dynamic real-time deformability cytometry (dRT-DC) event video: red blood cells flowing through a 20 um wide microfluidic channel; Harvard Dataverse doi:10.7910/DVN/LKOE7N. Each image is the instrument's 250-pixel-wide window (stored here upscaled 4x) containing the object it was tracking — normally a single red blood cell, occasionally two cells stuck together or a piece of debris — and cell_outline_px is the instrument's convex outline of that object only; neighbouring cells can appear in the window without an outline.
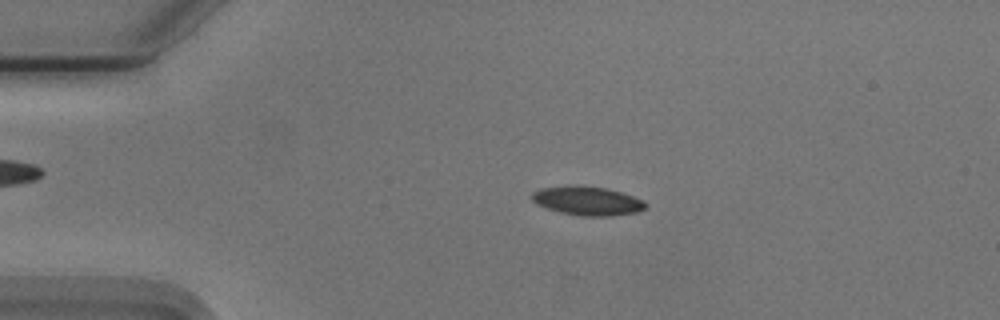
{"species": "Egyptian fruit bat (a non-hibernating species)", "species_latin": "Rousettus aegyptiacus", "temperature_condition": "cold", "stored_images_in_passage": 54, "camera_frame_rate_fps": 3000, "um_per_image_px": 0.085, "animal": {"sex": "male"}, "frame": {"image": 1, "passage_image": 11, "time_ms": 3.333, "image_size_px": [1000, 320], "cell_outline_px": [[648, 204], [644, 208], [636, 212], [612, 216], [580, 216], [560, 212], [536, 204], [532, 200], [532, 192], [540, 188], [568, 184], [580, 184], [608, 188], [644, 200]], "centroid_in_image_um": [49.9, 17.04], "position_along_channel_um": 35.1, "area_um2": 19.48}}
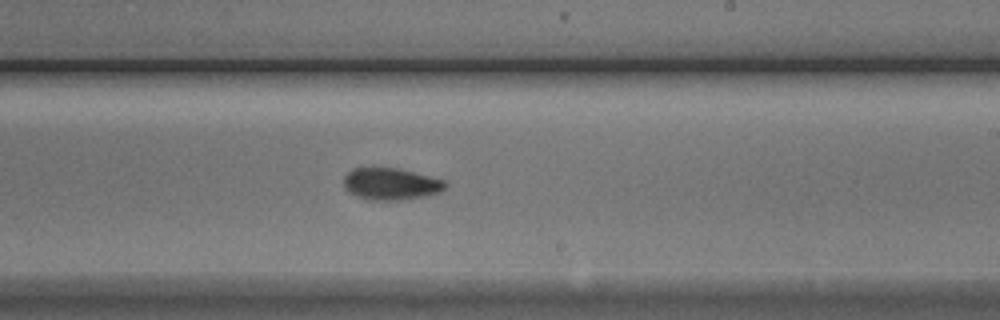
{"frame": {"image": 2, "passage_image": 32, "time_ms": 10.333, "image_size_px": [1000, 320], "cell_outline_px": [[448, 184], [440, 192], [428, 196], [400, 200], [368, 200], [356, 196], [348, 192], [344, 188], [344, 176], [348, 172], [356, 168], [400, 168], [444, 180]], "centroid_in_image_um": [33.23, 15.64], "position_along_channel_um": 255.8, "area_um2": 19.02}}
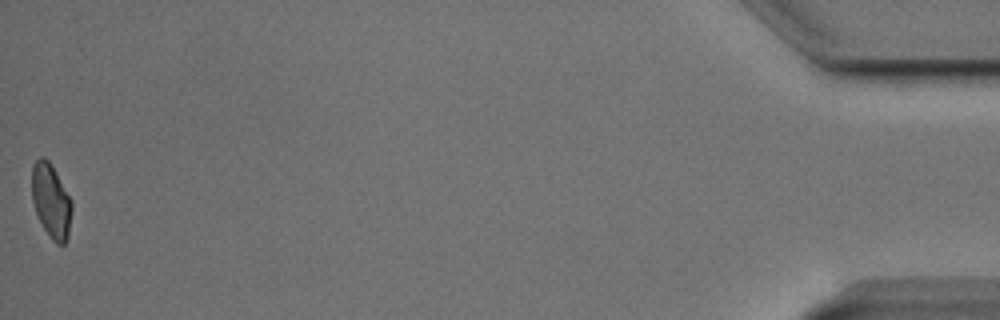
{"frame": {"image": 3, "passage_image": 54, "time_ms": 17.667, "image_size_px": [1000, 320], "cell_outline_px": [[72, 208], [68, 236], [64, 244], [56, 244], [52, 240], [44, 228], [36, 212], [32, 200], [32, 168], [36, 160], [40, 156], [44, 156], [48, 160], [72, 200]], "centroid_in_image_um": [4.34, 17.08], "position_along_channel_um": 430.9, "area_um2": 17.05}, "authors_computed_cell_mechanics": {"area_um2": 18.3226, "velocity_mm_per_s": 3.742, "shape_relaxation_time_tau1_ms": 2.4597, "shape_relaxation_time_tau2_ms": 6.0168, "deformation_change_tau1": 0.1208, "deformation_change_tau2": 0.1041}}